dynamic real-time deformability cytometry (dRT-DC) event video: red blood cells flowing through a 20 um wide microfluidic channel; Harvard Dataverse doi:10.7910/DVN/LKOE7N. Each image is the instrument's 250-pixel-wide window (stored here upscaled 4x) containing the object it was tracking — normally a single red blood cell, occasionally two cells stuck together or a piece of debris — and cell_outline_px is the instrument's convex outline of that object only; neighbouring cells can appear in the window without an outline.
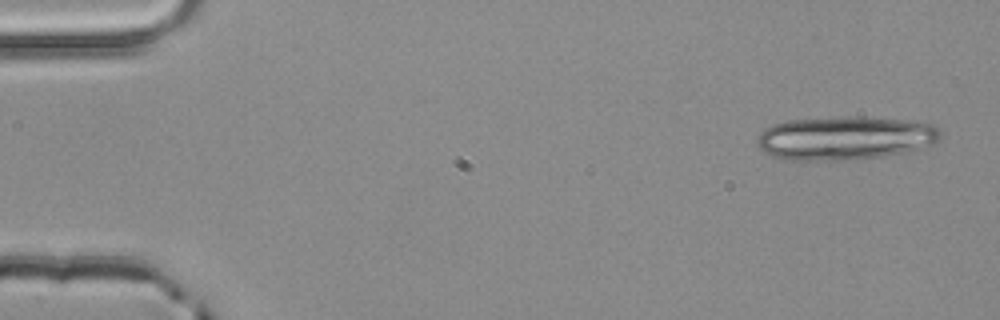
{"species": "common noctule bat (a hibernating species)", "species_latin": "Nyctalus noctula", "temperature_condition": "room temperature", "stored_images_in_passage": 5, "segment_of_instrument_passage": [1, 2], "camera_frame_rate_fps": 3000, "um_per_image_px": 0.085, "animal": {"sex": "male", "body_mass_g": 20.4}, "frame": {"image": 1, "passage_image": 1, "time_ms": 0.0, "image_size_px": [1000, 320], "cell_outline_px": [[940, 136], [932, 144], [908, 152], [884, 156], [844, 160], [788, 160], [772, 156], [764, 152], [756, 144], [756, 140], [760, 132], [764, 128], [772, 124], [788, 120], [844, 116], [860, 116], [908, 120], [932, 124], [940, 128]], "centroid_in_image_um": [71.8, 11.72], "position_along_channel_um": 13.2, "area_um2": 46.99}}